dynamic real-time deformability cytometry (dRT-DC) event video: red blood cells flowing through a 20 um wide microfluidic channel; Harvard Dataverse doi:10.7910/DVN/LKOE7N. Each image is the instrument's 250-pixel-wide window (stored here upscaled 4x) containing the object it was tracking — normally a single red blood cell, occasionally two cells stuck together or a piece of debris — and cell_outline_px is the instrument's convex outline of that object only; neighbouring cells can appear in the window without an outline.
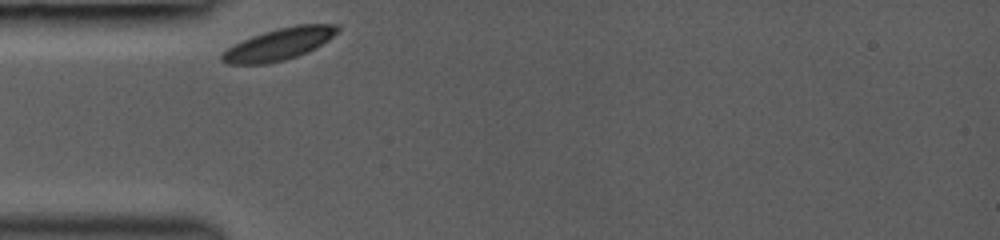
{"species": "common noctule bat (a hibernating species)", "species_latin": "Nyctalus noctula", "temperature_condition": "room temperature", "stored_images_in_passage": 28, "camera_frame_rate_fps": 3000, "um_per_image_px": 0.085, "animal": {"sex": "female", "body_mass_g": 19.0, "forearm_length_mm": 53.3}, "frame": {"image": 1, "passage_image": 1, "time_ms": 0.0, "image_size_px": [1000, 240], "cell_outline_px": [[340, 28], [328, 40], [316, 48], [296, 56], [284, 60], [268, 64], [228, 64], [220, 60], [220, 56], [228, 48], [252, 36], [264, 32], [296, 24], [340, 24]], "centroid_in_image_um": [23.73, 3.75], "position_along_channel_um": 61.3, "area_um2": 21.21}}
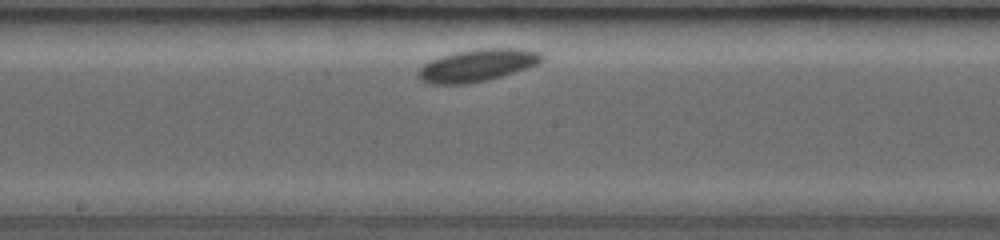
{"frame": {"image": 2, "passage_image": 9, "time_ms": 4.0, "image_size_px": [1000, 240], "cell_outline_px": [[544, 56], [540, 64], [528, 68], [488, 80], [468, 84], [432, 84], [420, 80], [416, 76], [416, 72], [424, 64], [440, 56], [456, 52], [480, 48], [520, 48], [540, 52]], "centroid_in_image_um": [40.58, 5.55], "position_along_channel_um": 207.6, "area_um2": 23.47}}
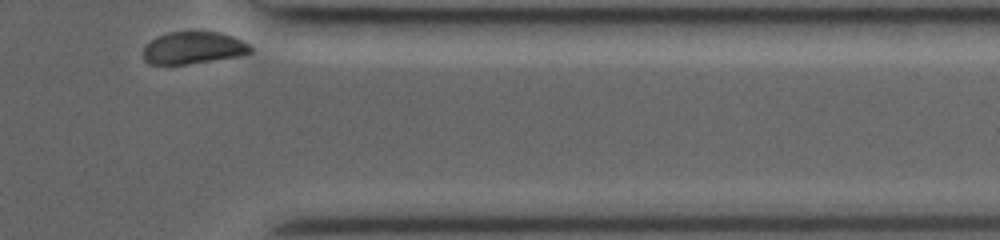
{"frame": {"image": 3, "passage_image": 28, "time_ms": 9.0, "image_size_px": [1000, 240], "cell_outline_px": [[252, 52], [244, 56], [188, 64], [148, 64], [144, 60], [144, 48], [156, 36], [168, 32], [220, 32], [232, 36], [248, 44], [252, 48]], "centroid_in_image_um": [16.46, 4.08], "position_along_channel_um": 394.9, "area_um2": 20.17}, "authors_computed_cell_mechanics": {"area_um2": 21.5883, "velocity_mm_per_s": 3.7521, "shape_relaxation_time_tau1_ms": 0.2215, "shape_relaxation_time_tau2_ms": null, "deformation_change_tau1": 0.0228, "deformation_change_tau2": null}}